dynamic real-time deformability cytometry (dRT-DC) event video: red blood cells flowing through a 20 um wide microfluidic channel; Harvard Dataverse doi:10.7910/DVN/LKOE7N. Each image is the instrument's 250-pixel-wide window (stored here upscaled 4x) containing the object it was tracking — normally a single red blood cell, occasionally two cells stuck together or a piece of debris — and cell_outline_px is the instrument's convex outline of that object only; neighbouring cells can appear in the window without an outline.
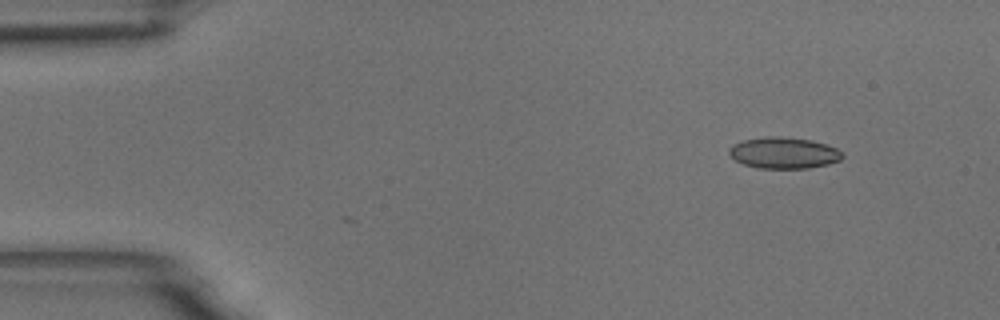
{"species": "common noctule bat (a hibernating species)", "species_latin": "Nyctalus noctula", "temperature_condition": "room temperature", "stored_images_in_passage": 52, "camera_frame_rate_fps": 3000, "um_per_image_px": 0.085, "animal": {"sex": "male", "body_mass_g": 18.8}, "frame": {"image": 1, "passage_image": 1, "time_ms": 0.0, "image_size_px": [1000, 320], "cell_outline_px": [[844, 156], [840, 160], [828, 164], [808, 168], [756, 168], [744, 164], [736, 160], [728, 152], [728, 148], [732, 144], [744, 140], [768, 136], [780, 136], [812, 140], [836, 148], [844, 152]], "centroid_in_image_um": [66.63, 12.99], "position_along_channel_um": 18.4, "area_um2": 20.69}}
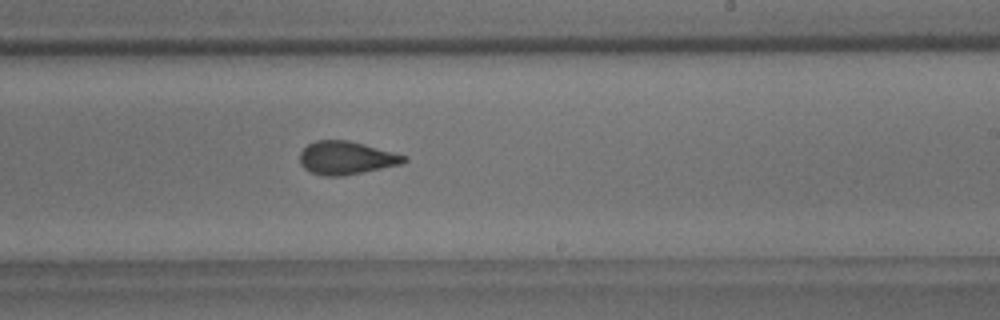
{"frame": {"image": 2, "passage_image": 29, "time_ms": 9.333, "image_size_px": [1000, 320], "cell_outline_px": [[408, 160], [404, 164], [344, 176], [324, 176], [312, 172], [304, 168], [300, 164], [300, 152], [308, 144], [316, 140], [348, 140], [364, 144], [408, 156]], "centroid_in_image_um": [29.46, 13.43], "position_along_channel_um": 259.5, "area_um2": 20.29}}
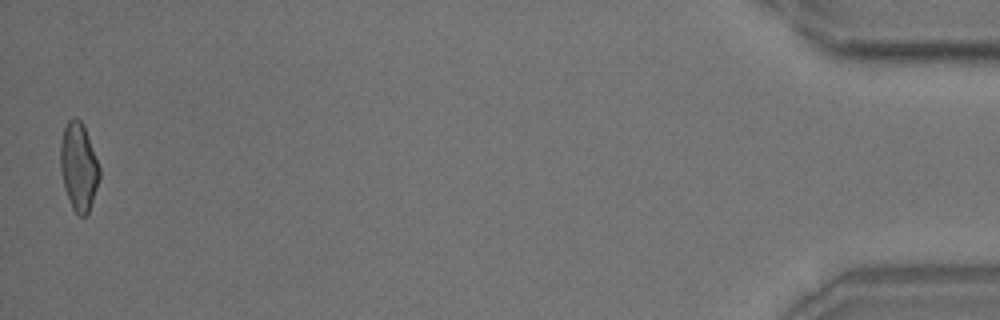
{"frame": {"image": 3, "passage_image": 51, "time_ms": 16.667, "image_size_px": [1000, 320], "cell_outline_px": [[100, 176], [88, 216], [80, 216], [72, 208], [64, 188], [60, 168], [60, 144], [64, 128], [68, 120], [76, 116], [84, 124], [100, 168]], "centroid_in_image_um": [6.69, 14.16], "position_along_channel_um": 428.5, "area_um2": 20.17}, "authors_computed_cell_mechanics": {"area_um2": 20.4034, "velocity_mm_per_s": 3.5614, "shape_relaxation_time_tau1_ms": 7.1413, "shape_relaxation_time_tau2_ms": 1.8838, "deformation_change_tau1": 0.1691, "deformation_change_tau2": 0.0666}}